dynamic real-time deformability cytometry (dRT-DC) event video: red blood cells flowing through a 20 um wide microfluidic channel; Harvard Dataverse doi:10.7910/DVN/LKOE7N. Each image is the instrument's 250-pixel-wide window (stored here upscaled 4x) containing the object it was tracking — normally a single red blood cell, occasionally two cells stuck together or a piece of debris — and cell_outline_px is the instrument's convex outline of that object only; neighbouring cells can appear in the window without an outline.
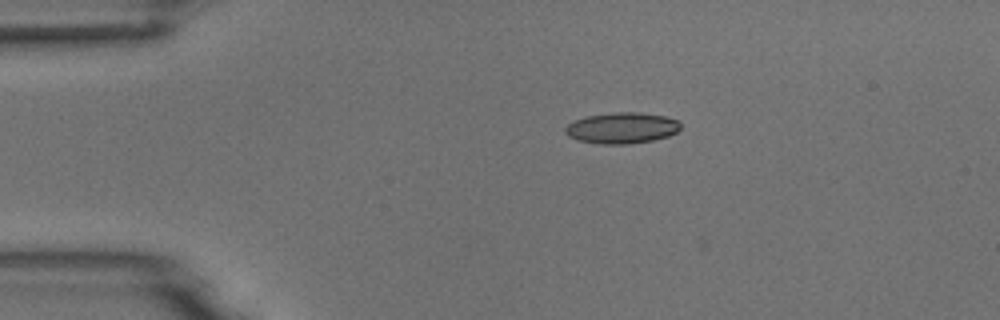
{"species": "common noctule bat (a hibernating species)", "species_latin": "Nyctalus noctula", "temperature_condition": "room temperature", "stored_images_in_passage": 4, "camera_frame_rate_fps": 3000, "um_per_image_px": 0.085, "animal": {"sex": "male", "body_mass_g": 18.8}, "frame": {"image": 1, "passage_image": 1, "time_ms": 0.0, "image_size_px": [1000, 320], "cell_outline_px": [[680, 128], [676, 132], [668, 136], [652, 140], [628, 144], [600, 144], [576, 140], [568, 136], [564, 132], [564, 128], [568, 124], [576, 120], [588, 116], [612, 112], [640, 112], [664, 116], [676, 120], [680, 124]], "centroid_in_image_um": [52.83, 10.88], "position_along_channel_um": 32.2, "area_um2": 20.81}}